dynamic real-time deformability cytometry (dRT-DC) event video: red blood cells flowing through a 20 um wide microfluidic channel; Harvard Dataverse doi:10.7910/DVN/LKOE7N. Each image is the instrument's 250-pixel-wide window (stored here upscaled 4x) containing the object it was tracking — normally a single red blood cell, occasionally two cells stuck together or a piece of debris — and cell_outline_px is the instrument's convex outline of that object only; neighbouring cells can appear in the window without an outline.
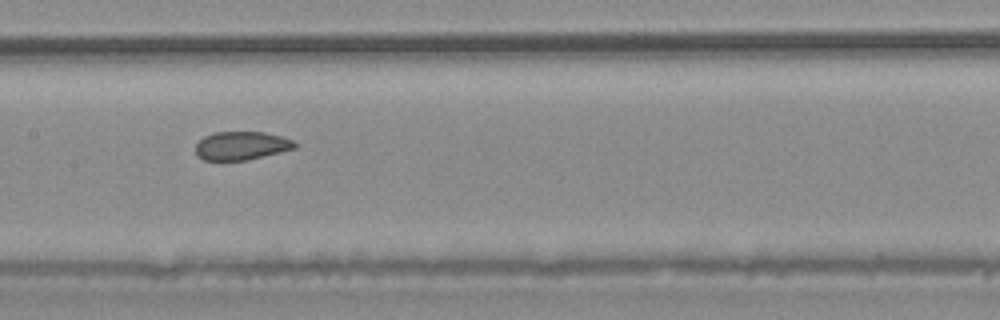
{"species": "common noctule bat (a hibernating species)", "species_latin": "Nyctalus noctula", "temperature_condition": "warm", "stored_images_in_passage": 8, "camera_frame_rate_fps": 3000, "um_per_image_px": 0.085, "animal": {"sex": "male", "body_mass_g": 20.4}, "frame": {"image": 1, "passage_image": 7, "time_ms": 2.0, "image_size_px": [1000, 320], "cell_outline_px": [[300, 144], [296, 148], [248, 160], [204, 160], [196, 156], [196, 144], [204, 136], [216, 132], [264, 132], [280, 136], [292, 140]], "centroid_in_image_um": [20.53, 12.39], "position_along_channel_um": 186.9, "area_um2": 16.47}}
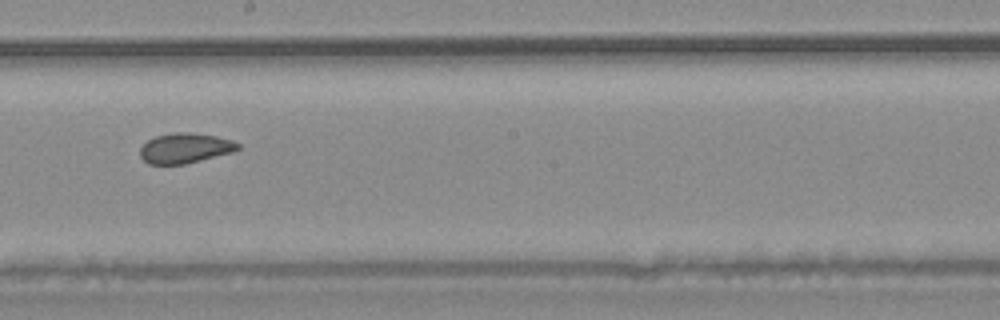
{"frame": {"image": 2, "passage_image": 8, "time_ms": 2.333, "image_size_px": [1000, 320], "cell_outline_px": [[240, 148], [232, 152], [184, 164], [148, 164], [140, 156], [140, 148], [148, 140], [156, 136], [176, 132], [184, 132], [216, 136], [232, 140], [240, 144]], "centroid_in_image_um": [15.72, 12.59], "position_along_channel_um": 232.5, "area_um2": 16.94}}